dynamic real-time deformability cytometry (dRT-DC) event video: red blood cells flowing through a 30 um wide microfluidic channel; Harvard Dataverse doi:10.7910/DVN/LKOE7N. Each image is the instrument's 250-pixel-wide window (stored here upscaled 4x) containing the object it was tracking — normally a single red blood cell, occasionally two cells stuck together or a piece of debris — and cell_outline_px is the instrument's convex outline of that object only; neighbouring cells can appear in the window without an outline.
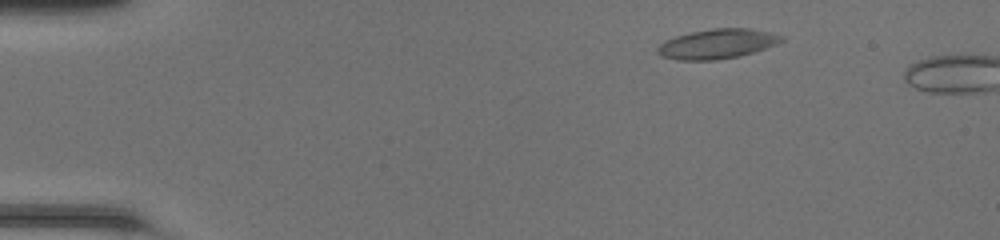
{"species": "common noctule bat (a hibernating species)", "species_latin": "Nyctalus noctula", "temperature_condition": "room temperature", "stored_images_in_passage": 7, "camera_frame_rate_fps": 3000, "um_per_image_px": 0.085, "animal": {"sex": "female", "body_mass_g": 20.0, "forearm_length_mm": 54.0}, "frame": {"image": 1, "passage_image": 5, "time_ms": 1.333, "image_size_px": [1000, 240], "cell_outline_px": [[784, 40], [776, 44], [740, 56], [716, 60], [676, 60], [660, 56], [656, 52], [656, 48], [664, 40], [676, 36], [692, 32], [712, 28], [748, 28], [768, 32], [784, 36]], "centroid_in_image_um": [60.92, 3.73], "position_along_channel_um": 24.1, "area_um2": 21.44}}